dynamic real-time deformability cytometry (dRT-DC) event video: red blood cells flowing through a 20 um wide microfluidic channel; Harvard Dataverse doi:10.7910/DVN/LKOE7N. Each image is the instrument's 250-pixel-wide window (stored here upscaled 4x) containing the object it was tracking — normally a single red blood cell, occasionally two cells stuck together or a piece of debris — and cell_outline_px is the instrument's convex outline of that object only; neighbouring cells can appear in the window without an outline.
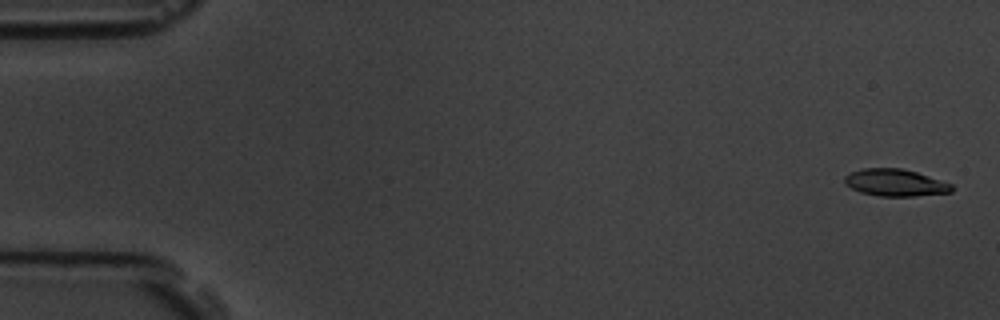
{"species": "common noctule bat (a hibernating species)", "species_latin": "Nyctalus noctula", "temperature_condition": "room temperature", "stored_images_in_passage": 6, "segment_of_instrument_passage": [2, 2], "camera_frame_rate_fps": 3000, "um_per_image_px": 0.085, "animal": {"sex": "male", "body_mass_g": 19.5, "forearm_length_mm": 54.6}, "frame": {"image": 1, "passage_image": 6, "time_ms": 6.667, "image_size_px": [1000, 320], "cell_outline_px": [[952, 192], [916, 196], [880, 196], [860, 192], [844, 184], [844, 176], [852, 172], [864, 168], [900, 168], [916, 172], [952, 184]], "centroid_in_image_um": [76.08, 15.53], "position_along_channel_um": 8.9, "area_um2": 16.76}}